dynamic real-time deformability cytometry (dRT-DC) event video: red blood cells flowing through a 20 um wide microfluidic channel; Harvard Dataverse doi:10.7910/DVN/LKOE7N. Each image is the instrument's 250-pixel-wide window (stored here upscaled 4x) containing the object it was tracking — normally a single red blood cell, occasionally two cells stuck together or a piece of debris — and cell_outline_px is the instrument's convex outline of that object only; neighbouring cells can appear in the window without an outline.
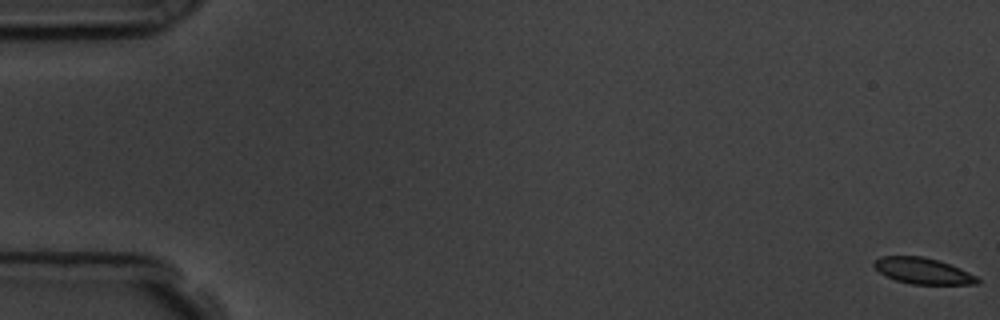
{"species": "common noctule bat (a hibernating species)", "species_latin": "Nyctalus noctula", "temperature_condition": "room temperature", "stored_images_in_passage": 58, "camera_frame_rate_fps": 3000, "um_per_image_px": 0.085, "animal": {"sex": "male", "body_mass_g": 19.5, "forearm_length_mm": 54.6}, "frame": {"image": 1, "passage_image": 1, "time_ms": 0.0, "image_size_px": [1000, 320], "cell_outline_px": [[980, 284], [912, 284], [896, 280], [880, 272], [872, 264], [880, 256], [920, 256], [936, 260], [960, 268], [976, 276], [980, 280]], "centroid_in_image_um": [78.46, 23.03], "position_along_channel_um": 6.5, "area_um2": 15.43}}
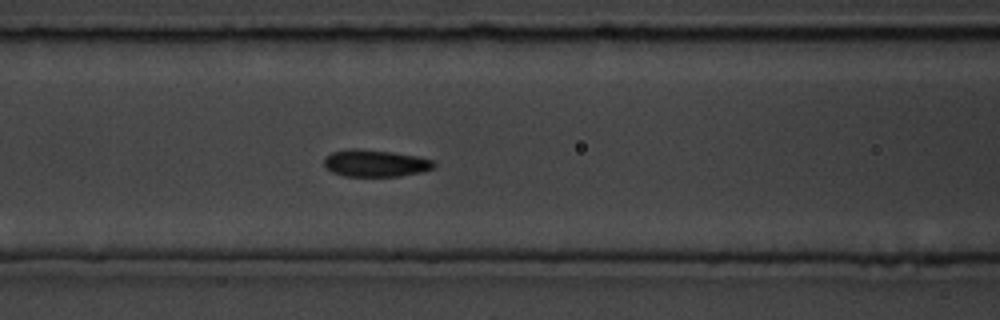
{"frame": {"image": 2, "passage_image": 25, "time_ms": 8.0, "image_size_px": [1000, 320], "cell_outline_px": [[436, 164], [432, 168], [420, 172], [400, 176], [344, 176], [332, 172], [324, 164], [324, 156], [332, 152], [348, 148], [356, 148], [392, 152], [416, 156], [432, 160]], "centroid_in_image_um": [31.86, 13.86], "position_along_channel_um": 134.7, "area_um2": 17.22}}
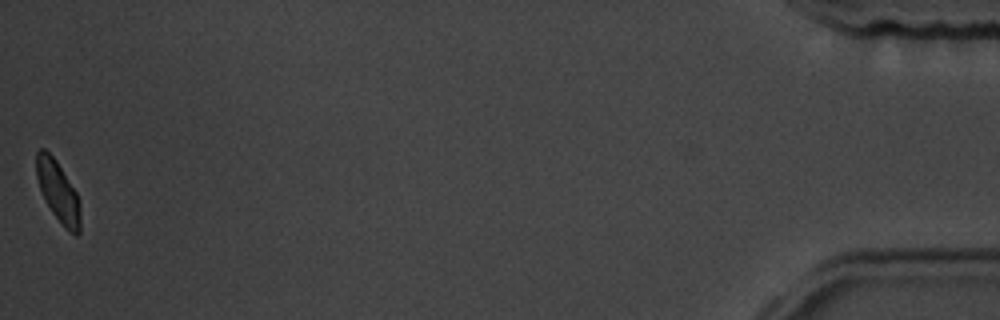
{"frame": {"image": 3, "passage_image": 58, "time_ms": 19.0, "image_size_px": [1000, 320], "cell_outline_px": [[80, 232], [76, 236], [52, 212], [40, 188], [36, 176], [36, 152], [40, 148], [44, 148], [56, 160], [76, 192], [80, 204]], "centroid_in_image_um": [4.93, 16.22], "position_along_channel_um": 430.3, "area_um2": 15.09}, "authors_computed_cell_mechanics": {"area_um2": 16.8198, "velocity_mm_per_s": 3.5749, "shape_relaxation_time_tau1_ms": 2.5121, "shape_relaxation_time_tau2_ms": 2.4198, "deformation_change_tau1": 0.0938, "deformation_change_tau2": 0.0505}}